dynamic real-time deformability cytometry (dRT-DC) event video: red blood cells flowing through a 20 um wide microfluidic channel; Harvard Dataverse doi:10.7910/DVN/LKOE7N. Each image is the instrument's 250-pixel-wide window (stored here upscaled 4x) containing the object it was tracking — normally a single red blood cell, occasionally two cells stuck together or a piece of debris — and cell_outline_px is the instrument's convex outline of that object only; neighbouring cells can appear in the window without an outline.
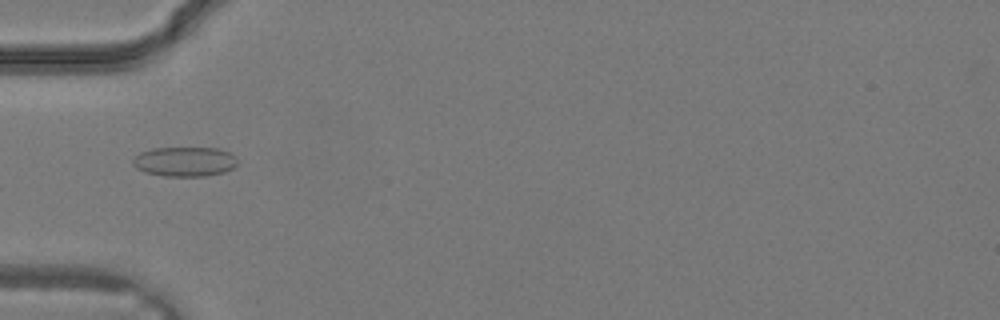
{"species": "common noctule bat (a hibernating species)", "species_latin": "Nyctalus noctula", "temperature_condition": "warm", "stored_images_in_passage": 18, "camera_frame_rate_fps": 3000, "um_per_image_px": 0.085, "animal": {"sex": "male", "body_mass_g": 19.2, "forearm_length_mm": 51.8}, "frame": {"image": 1, "passage_image": 1, "time_ms": 0.0, "image_size_px": [1000, 320], "cell_outline_px": [[236, 164], [232, 168], [224, 172], [204, 176], [164, 176], [144, 172], [136, 168], [132, 164], [132, 160], [140, 152], [152, 148], [216, 148], [228, 152], [236, 156]], "centroid_in_image_um": [15.67, 13.74], "position_along_channel_um": 69.3, "area_um2": 18.03}}
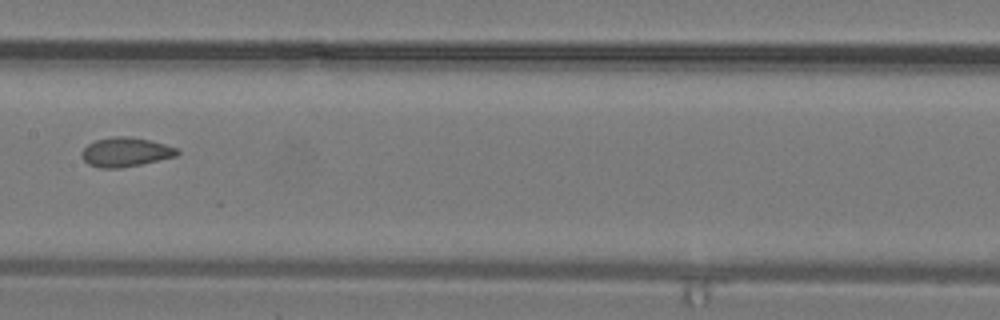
{"frame": {"image": 2, "passage_image": 7, "time_ms": 2.0, "image_size_px": [1000, 320], "cell_outline_px": [[180, 152], [176, 156], [140, 164], [120, 168], [100, 168], [88, 164], [84, 160], [80, 152], [88, 144], [96, 140], [116, 136], [128, 136], [148, 140], [164, 144], [176, 148]], "centroid_in_image_um": [10.64, 12.93], "position_along_channel_um": 196.8, "area_um2": 16.07}}
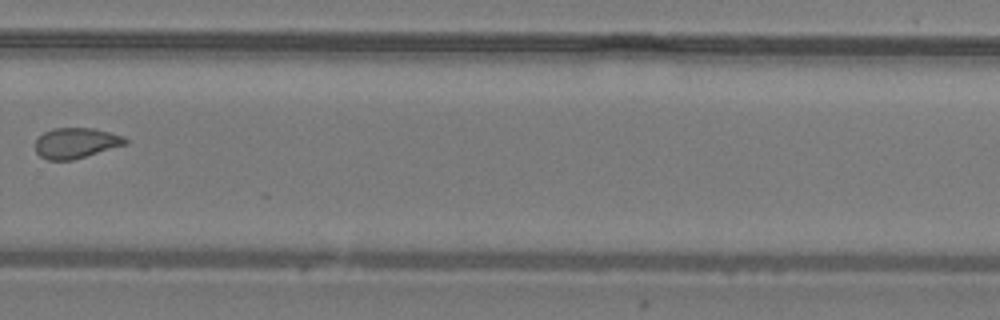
{"frame": {"image": 3, "passage_image": 13, "time_ms": 4.0, "image_size_px": [1000, 320], "cell_outline_px": [[128, 144], [72, 160], [48, 160], [40, 156], [36, 152], [36, 140], [44, 132], [52, 128], [92, 128], [124, 136], [128, 140]], "centroid_in_image_um": [6.47, 12.16], "position_along_channel_um": 323.3, "area_um2": 15.95}}